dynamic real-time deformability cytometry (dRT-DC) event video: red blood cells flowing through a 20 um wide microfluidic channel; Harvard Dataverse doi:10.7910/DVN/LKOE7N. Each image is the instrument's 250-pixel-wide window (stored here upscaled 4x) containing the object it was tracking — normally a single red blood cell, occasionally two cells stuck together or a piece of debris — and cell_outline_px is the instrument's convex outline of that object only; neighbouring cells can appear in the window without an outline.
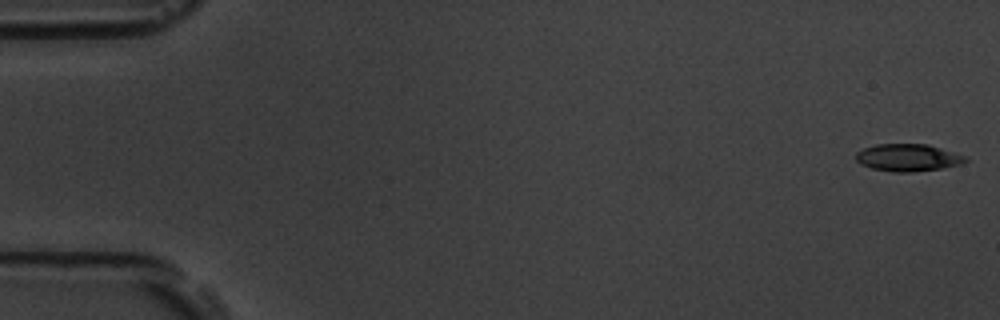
{"species": "common noctule bat (a hibernating species)", "species_latin": "Nyctalus noctula", "temperature_condition": "room temperature", "stored_images_in_passage": 6, "camera_frame_rate_fps": 3000, "um_per_image_px": 0.085, "animal": {"sex": "male", "body_mass_g": 19.5, "forearm_length_mm": 54.6}, "frame": {"image": 1, "passage_image": 1, "time_ms": 0.0, "image_size_px": [1000, 320], "cell_outline_px": [[968, 160], [960, 164], [944, 168], [912, 172], [892, 172], [872, 168], [860, 164], [856, 160], [856, 152], [864, 148], [876, 144], [928, 144], [968, 156]], "centroid_in_image_um": [77.2, 13.4], "position_along_channel_um": 7.8, "area_um2": 17.57}}